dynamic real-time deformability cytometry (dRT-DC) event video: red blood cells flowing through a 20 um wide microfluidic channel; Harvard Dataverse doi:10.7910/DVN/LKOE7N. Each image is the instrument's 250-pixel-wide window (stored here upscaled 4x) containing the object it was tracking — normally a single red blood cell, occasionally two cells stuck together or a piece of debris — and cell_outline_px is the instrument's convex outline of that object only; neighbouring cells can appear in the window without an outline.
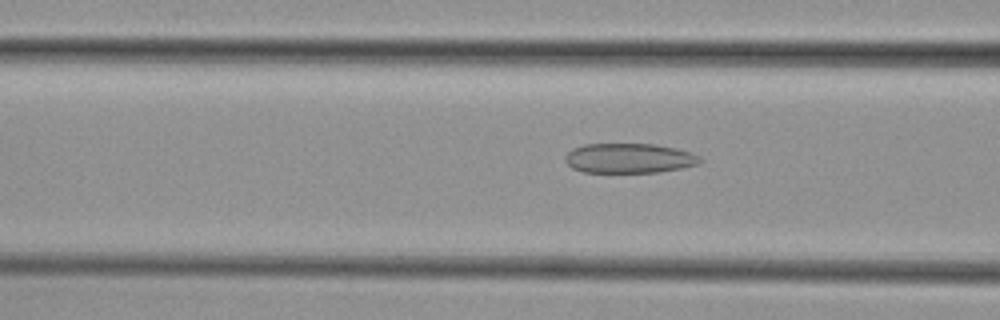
{"species": "common noctule bat (a hibernating species)", "species_latin": "Nyctalus noctula", "temperature_condition": "cold", "stored_images_in_passage": 40, "camera_frame_rate_fps": 3000, "um_per_image_px": 0.085, "animal": {"sex": "female", "body_mass_g": 29.2, "forearm_length_mm": 56.3}, "frame": {"image": 1, "passage_image": 7, "time_ms": 2.0, "image_size_px": [1000, 320], "cell_outline_px": [[704, 160], [696, 164], [684, 168], [660, 172], [584, 172], [572, 168], [564, 160], [564, 156], [572, 148], [584, 144], [656, 144], [676, 148], [692, 152], [700, 156]], "centroid_in_image_um": [53.5, 13.44], "position_along_channel_um": 113.1, "area_um2": 23.64}}
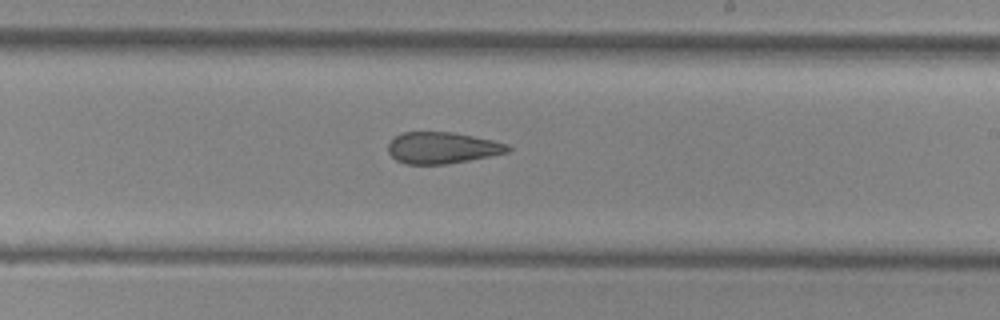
{"frame": {"image": 2, "passage_image": 18, "time_ms": 5.667, "image_size_px": [1000, 320], "cell_outline_px": [[512, 148], [508, 152], [448, 164], [404, 164], [396, 160], [388, 152], [388, 144], [396, 136], [404, 132], [452, 132], [492, 140], [508, 144]], "centroid_in_image_um": [37.58, 12.57], "position_along_channel_um": 251.4, "area_um2": 21.79}}
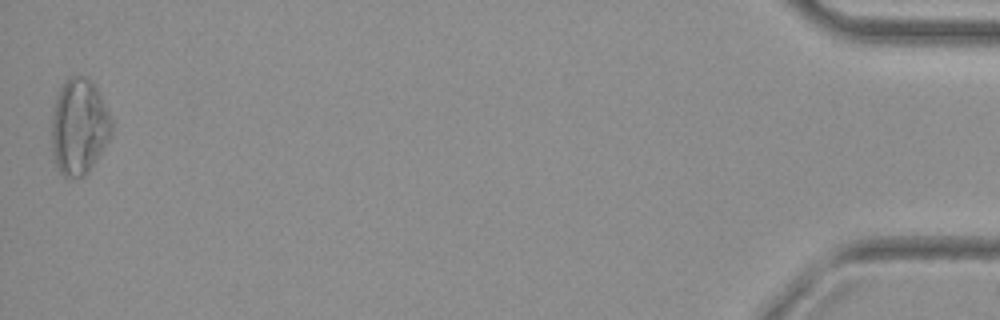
{"frame": {"image": 3, "passage_image": 40, "time_ms": 13.0, "image_size_px": [1000, 320], "cell_outline_px": [[112, 136], [88, 172], [84, 176], [64, 176], [60, 172], [56, 164], [52, 152], [52, 104], [64, 80], [68, 76], [88, 76], [96, 88], [112, 120]], "centroid_in_image_um": [6.71, 10.73], "position_along_channel_um": 428.5, "area_um2": 33.64}, "authors_computed_cell_mechanics": {"area_um2": 24.1893, "velocity_mm_per_s": 3.7679, "shape_relaxation_time_tau1_ms": null, "shape_relaxation_time_tau2_ms": 3.3784, "deformation_change_tau1": null, "deformation_change_tau2": 0.1192}}